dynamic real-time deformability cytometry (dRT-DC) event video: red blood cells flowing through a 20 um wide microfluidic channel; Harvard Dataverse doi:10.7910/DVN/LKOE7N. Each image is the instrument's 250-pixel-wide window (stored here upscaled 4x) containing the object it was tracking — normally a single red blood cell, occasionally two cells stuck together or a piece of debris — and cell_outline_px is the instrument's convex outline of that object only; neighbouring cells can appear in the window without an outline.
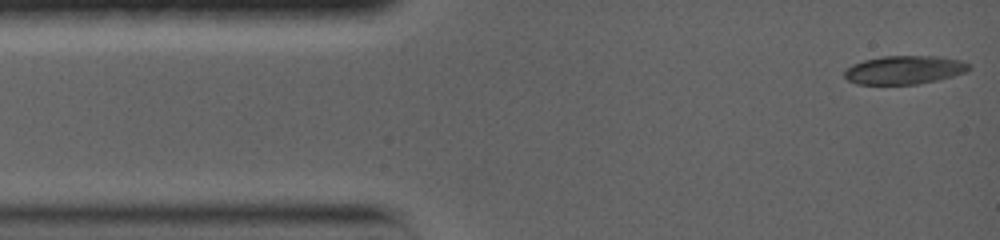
{"species": "common noctule bat (a hibernating species)", "species_latin": "Nyctalus noctula", "temperature_condition": "warm", "stored_images_in_passage": 41, "camera_frame_rate_fps": 5000, "um_per_image_px": 0.085, "animal": {"sex": "female", "body_mass_g": 19.0, "forearm_length_mm": 56.7}, "frame": {"image": 1, "passage_image": 1, "time_ms": 0.0, "image_size_px": [1000, 240], "cell_outline_px": [[972, 68], [964, 72], [952, 76], [936, 80], [916, 84], [856, 84], [848, 80], [844, 76], [844, 68], [852, 64], [864, 60], [880, 56], [936, 56], [960, 60], [968, 64]], "centroid_in_image_um": [76.81, 5.94], "position_along_channel_um": 8.2, "area_um2": 20.63}}
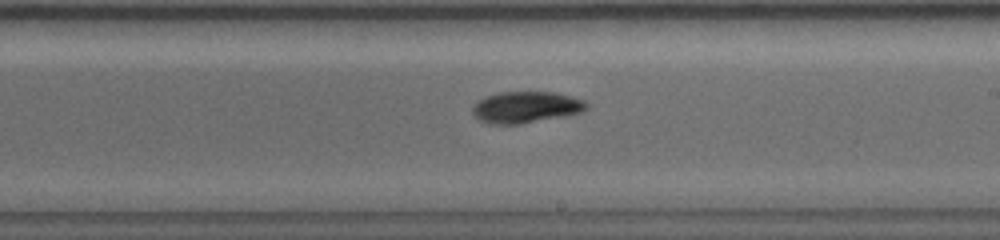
{"frame": {"image": 2, "passage_image": 22, "time_ms": 8.2, "image_size_px": [1000, 240], "cell_outline_px": [[588, 108], [580, 112], [564, 116], [520, 124], [488, 124], [480, 120], [472, 112], [472, 104], [484, 96], [500, 92], [556, 92], [572, 96], [584, 100], [588, 104]], "centroid_in_image_um": [44.68, 9.1], "position_along_channel_um": 244.3, "area_um2": 21.04}}
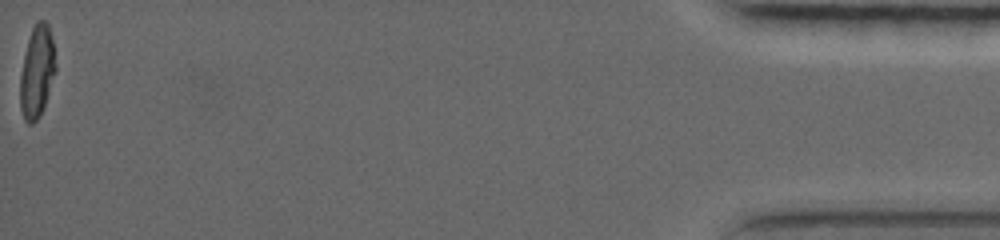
{"frame": {"image": 3, "passage_image": 41, "time_ms": 17.0, "image_size_px": [1000, 240], "cell_outline_px": [[56, 72], [44, 108], [40, 116], [32, 124], [28, 124], [24, 120], [20, 108], [20, 76], [24, 56], [28, 40], [32, 28], [36, 20], [44, 20], [48, 24], [52, 40], [56, 64]], "centroid_in_image_um": [3.15, 6.13], "position_along_channel_um": 432.1, "area_um2": 19.19}, "authors_computed_cell_mechanics": {"area_um2": 20.6346, "velocity_mm_per_s": 3.7444, "shape_relaxation_time_tau1_ms": 4.7172, "shape_relaxation_time_tau2_ms": 4.4055, "deformation_change_tau1": 0.1888, "deformation_change_tau2": 0.0605}}